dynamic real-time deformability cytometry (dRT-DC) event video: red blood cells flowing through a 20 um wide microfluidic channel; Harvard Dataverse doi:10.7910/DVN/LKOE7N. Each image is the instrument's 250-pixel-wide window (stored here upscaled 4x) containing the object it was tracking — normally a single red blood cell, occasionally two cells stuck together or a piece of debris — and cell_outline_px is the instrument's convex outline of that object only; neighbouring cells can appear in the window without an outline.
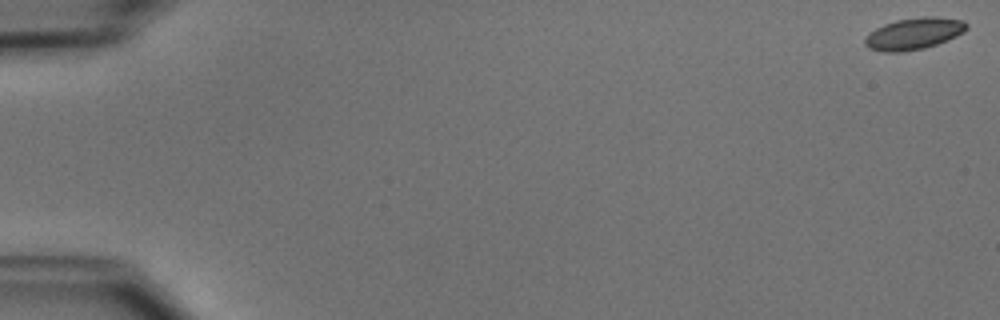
{"species": "common noctule bat (a hibernating species)", "species_latin": "Nyctalus noctula", "temperature_condition": "cold", "stored_images_in_passage": 20, "camera_frame_rate_fps": 3000, "um_per_image_px": 0.085, "animal": {"sex": "male", "body_mass_g": 15.6}, "frame": {"image": 1, "passage_image": 1, "time_ms": 0.0, "image_size_px": [1000, 320], "cell_outline_px": [[968, 28], [964, 32], [956, 36], [936, 44], [924, 48], [900, 52], [880, 52], [868, 48], [864, 44], [864, 40], [868, 32], [884, 24], [896, 20], [924, 16], [932, 16], [964, 20], [968, 24]], "centroid_in_image_um": [77.66, 2.86], "position_along_channel_um": 7.3, "area_um2": 18.9}}
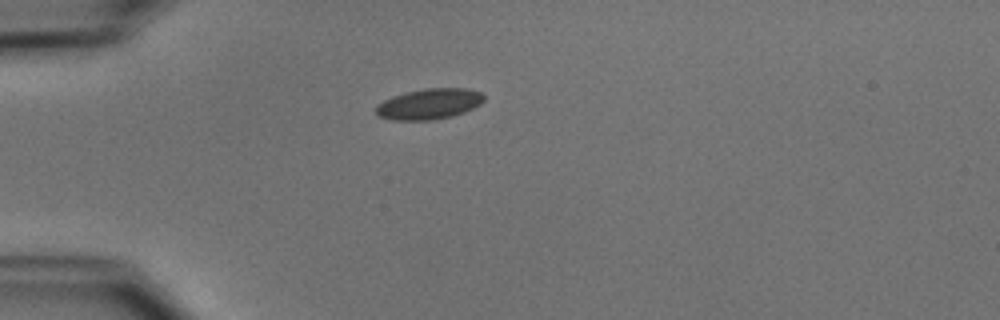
{"frame": {"image": 2, "passage_image": 15, "time_ms": 4.667, "image_size_px": [1000, 320], "cell_outline_px": [[484, 100], [480, 104], [464, 112], [452, 116], [432, 120], [392, 120], [376, 116], [376, 104], [392, 96], [404, 92], [424, 88], [468, 88], [480, 92], [484, 96]], "centroid_in_image_um": [36.44, 8.83], "position_along_channel_um": 48.6, "area_um2": 19.48}}